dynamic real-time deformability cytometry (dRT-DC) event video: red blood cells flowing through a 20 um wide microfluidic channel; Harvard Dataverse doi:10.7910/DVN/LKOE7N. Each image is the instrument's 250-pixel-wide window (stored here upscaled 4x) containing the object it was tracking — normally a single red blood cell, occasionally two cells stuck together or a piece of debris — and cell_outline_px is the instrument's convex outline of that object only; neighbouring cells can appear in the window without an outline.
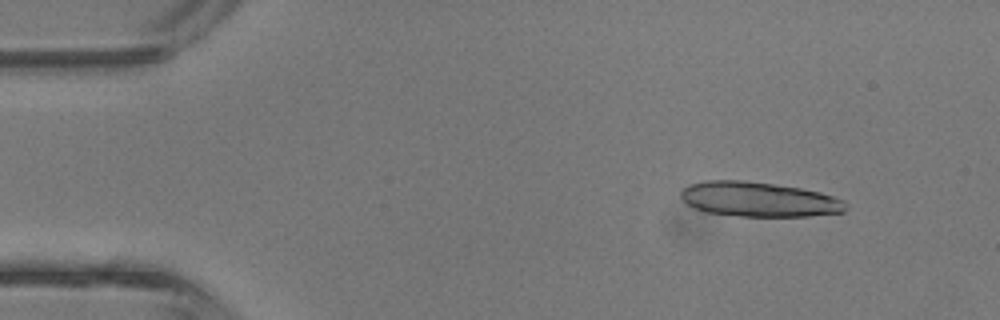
{"species": "common noctule bat (a hibernating species)", "species_latin": "Nyctalus noctula", "temperature_condition": "room temperature", "stored_images_in_passage": 18, "camera_frame_rate_fps": 3000, "um_per_image_px": 0.085, "animal": {"sex": "male", "body_mass_g": 13.3}, "frame": {"image": 1, "passage_image": 5, "time_ms": 1.333, "image_size_px": [1000, 320], "cell_outline_px": [[848, 208], [844, 212], [808, 216], [740, 216], [708, 212], [696, 208], [688, 204], [680, 196], [680, 192], [684, 188], [692, 184], [704, 180], [744, 180], [800, 188], [820, 192], [844, 200]], "centroid_in_image_um": [64.53, 16.94], "position_along_channel_um": 20.5, "area_um2": 33.18}}
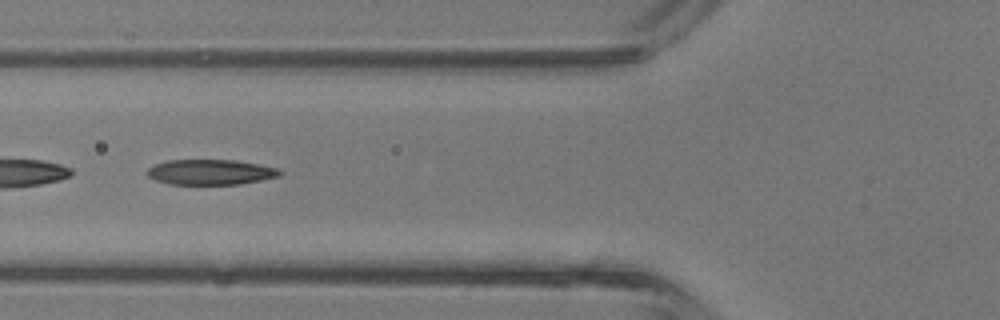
{"frame": {"image": 2, "passage_image": 16, "time_ms": 5.0, "image_size_px": [1000, 320], "cell_outline_px": [[284, 172], [280, 176], [240, 184], [168, 184], [156, 180], [148, 176], [144, 172], [152, 164], [168, 160], [236, 160], [260, 164], [276, 168]], "centroid_in_image_um": [17.86, 14.62], "position_along_channel_um": 107.9, "area_um2": 19.71}}